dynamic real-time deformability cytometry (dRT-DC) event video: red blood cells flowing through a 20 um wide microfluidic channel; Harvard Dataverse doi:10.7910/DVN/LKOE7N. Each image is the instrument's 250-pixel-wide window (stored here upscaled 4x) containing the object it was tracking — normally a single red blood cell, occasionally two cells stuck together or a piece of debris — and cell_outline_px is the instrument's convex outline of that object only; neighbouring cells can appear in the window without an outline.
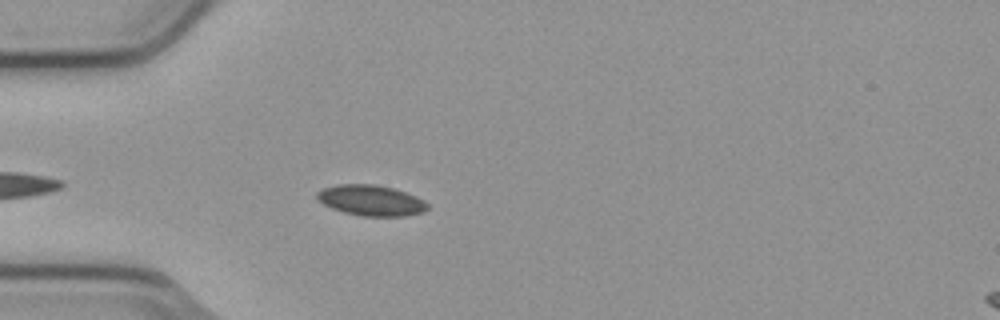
{"species": "common noctule bat (a hibernating species)", "species_latin": "Nyctalus noctula", "temperature_condition": "cold", "stored_images_in_passage": 4, "camera_frame_rate_fps": 3000, "um_per_image_px": 0.085, "animal": {"sex": "male", "body_mass_g": 23.1, "forearm_length_mm": 52.7}, "frame": {"image": 1, "passage_image": 4, "time_ms": 1.0, "image_size_px": [1000, 320], "cell_outline_px": [[428, 208], [424, 212], [404, 216], [360, 216], [344, 212], [332, 208], [324, 204], [316, 196], [316, 192], [324, 188], [336, 184], [376, 184], [392, 188], [416, 196], [428, 204]], "centroid_in_image_um": [31.53, 17.03], "position_along_channel_um": 53.5, "area_um2": 19.65}}